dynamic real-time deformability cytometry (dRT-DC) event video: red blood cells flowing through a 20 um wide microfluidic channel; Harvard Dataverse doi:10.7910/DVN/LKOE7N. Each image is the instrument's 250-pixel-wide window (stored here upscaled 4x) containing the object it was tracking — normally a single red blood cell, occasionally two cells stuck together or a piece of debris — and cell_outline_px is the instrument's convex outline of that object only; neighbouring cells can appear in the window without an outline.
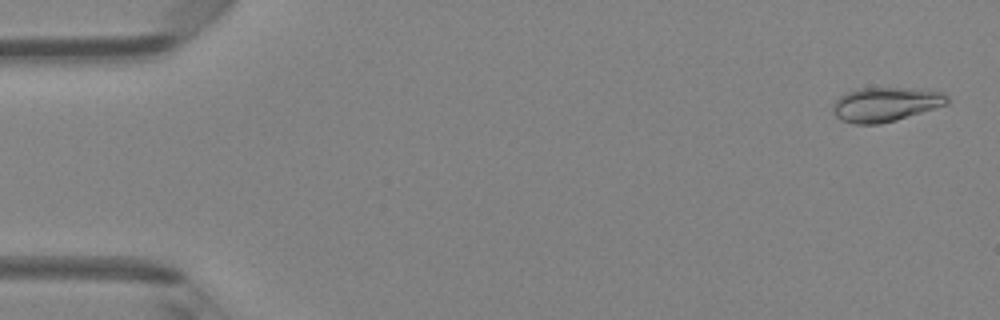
{"species": "Egyptian fruit bat (a non-hibernating species)", "species_latin": "Rousettus aegyptiacus", "temperature_condition": "room temperature", "stored_images_in_passage": 3, "camera_frame_rate_fps": 3000, "um_per_image_px": 0.085, "animal": {"sex": "female"}, "frame": {"image": 1, "passage_image": 1, "time_ms": 0.0, "image_size_px": [1000, 320], "cell_outline_px": [[948, 104], [896, 120], [880, 124], [852, 124], [840, 120], [832, 112], [832, 104], [840, 96], [856, 88], [924, 88], [944, 92], [948, 96]], "centroid_in_image_um": [75.28, 8.86], "position_along_channel_um": 9.7, "area_um2": 23.18}}